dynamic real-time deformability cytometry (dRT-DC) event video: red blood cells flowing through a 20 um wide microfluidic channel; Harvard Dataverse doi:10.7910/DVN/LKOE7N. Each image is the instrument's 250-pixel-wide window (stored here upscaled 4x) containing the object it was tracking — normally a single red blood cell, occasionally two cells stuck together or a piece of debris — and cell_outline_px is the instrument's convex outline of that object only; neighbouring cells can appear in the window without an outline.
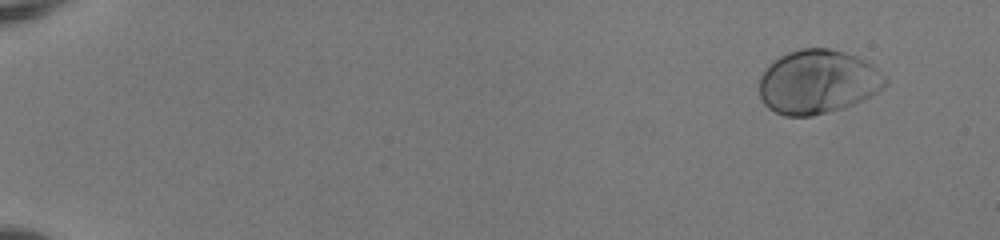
{"species": "human", "species_latin": "Homo sapiens", "temperature_condition": "room temperature", "stored_images_in_passage": 55, "camera_frame_rate_fps": 3000, "um_per_image_px": 0.085, "donor": {"sex": "female"}, "frame": {"image": 1, "passage_image": 5, "time_ms": 1.333, "image_size_px": [1000, 240], "cell_outline_px": [[888, 84], [876, 92], [844, 108], [812, 116], [784, 116], [768, 108], [764, 104], [760, 96], [760, 76], [768, 64], [772, 60], [788, 52], [800, 48], [828, 48], [844, 52], [856, 56], [872, 64], [888, 80]], "centroid_in_image_um": [69.48, 6.95], "position_along_channel_um": 15.5, "area_um2": 46.93}}
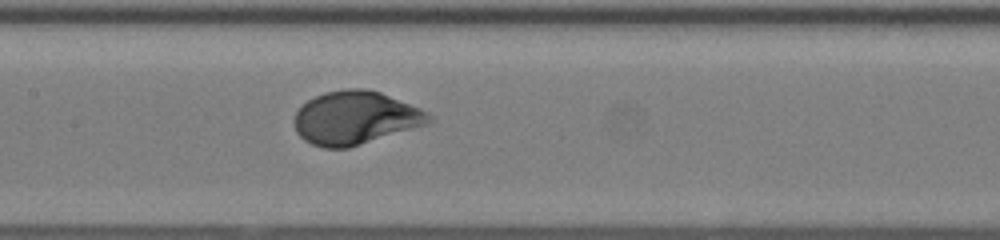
{"frame": {"image": 2, "passage_image": 30, "time_ms": 9.667, "image_size_px": [1000, 240], "cell_outline_px": [[432, 120], [428, 124], [348, 148], [324, 148], [312, 144], [304, 140], [296, 132], [296, 112], [308, 100], [324, 92], [344, 88], [364, 88], [380, 92], [420, 108], [428, 112], [432, 116]], "centroid_in_image_um": [30.22, 10.01], "position_along_channel_um": 177.2, "area_um2": 41.56}}
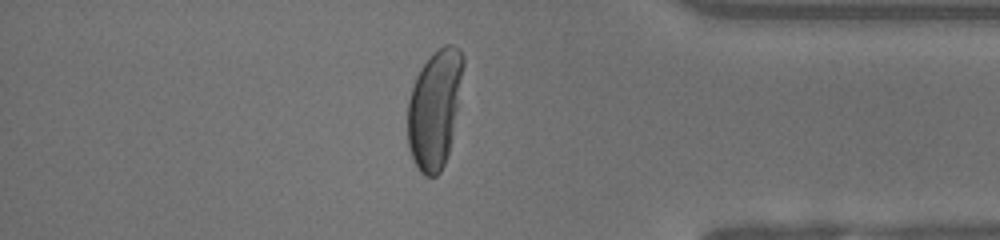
{"frame": {"image": 3, "passage_image": 48, "time_ms": 15.667, "image_size_px": [1000, 240], "cell_outline_px": [[464, 64], [452, 132], [448, 152], [444, 164], [440, 172], [436, 176], [424, 176], [420, 172], [408, 148], [408, 100], [416, 76], [420, 68], [444, 44], [452, 44], [464, 56]], "centroid_in_image_um": [36.92, 9.26], "position_along_channel_um": 398.3, "area_um2": 37.45}, "authors_computed_cell_mechanics": {"area_um2": 41.616, "velocity_mm_per_s": 3.9473, "shape_relaxation_time_tau1_ms": 3.0724, "shape_relaxation_time_tau2_ms": null, "deformation_change_tau1": 0.1855, "deformation_change_tau2": null}}